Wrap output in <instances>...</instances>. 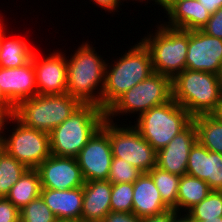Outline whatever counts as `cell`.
I'll return each mask as SVG.
<instances>
[{
  "label": "cell",
  "instance_id": "9",
  "mask_svg": "<svg viewBox=\"0 0 222 222\" xmlns=\"http://www.w3.org/2000/svg\"><path fill=\"white\" fill-rule=\"evenodd\" d=\"M114 122L105 118L101 125L109 135L113 157L124 159L142 173L149 172L156 166L157 151L140 135L131 121L129 125Z\"/></svg>",
  "mask_w": 222,
  "mask_h": 222
},
{
  "label": "cell",
  "instance_id": "19",
  "mask_svg": "<svg viewBox=\"0 0 222 222\" xmlns=\"http://www.w3.org/2000/svg\"><path fill=\"white\" fill-rule=\"evenodd\" d=\"M40 196L58 221H81L83 187L67 190L42 188Z\"/></svg>",
  "mask_w": 222,
  "mask_h": 222
},
{
  "label": "cell",
  "instance_id": "15",
  "mask_svg": "<svg viewBox=\"0 0 222 222\" xmlns=\"http://www.w3.org/2000/svg\"><path fill=\"white\" fill-rule=\"evenodd\" d=\"M197 141V131L192 121L164 148L157 151L156 167L172 174L183 176L187 171L191 147Z\"/></svg>",
  "mask_w": 222,
  "mask_h": 222
},
{
  "label": "cell",
  "instance_id": "44",
  "mask_svg": "<svg viewBox=\"0 0 222 222\" xmlns=\"http://www.w3.org/2000/svg\"><path fill=\"white\" fill-rule=\"evenodd\" d=\"M195 222H222V216L203 220V221H195Z\"/></svg>",
  "mask_w": 222,
  "mask_h": 222
},
{
  "label": "cell",
  "instance_id": "10",
  "mask_svg": "<svg viewBox=\"0 0 222 222\" xmlns=\"http://www.w3.org/2000/svg\"><path fill=\"white\" fill-rule=\"evenodd\" d=\"M9 123L10 135L3 132L4 150L28 169H36L51 155L50 134L23 125L13 115L5 118L3 131Z\"/></svg>",
  "mask_w": 222,
  "mask_h": 222
},
{
  "label": "cell",
  "instance_id": "5",
  "mask_svg": "<svg viewBox=\"0 0 222 222\" xmlns=\"http://www.w3.org/2000/svg\"><path fill=\"white\" fill-rule=\"evenodd\" d=\"M156 28L154 33L147 31L140 41L150 53L153 71L173 79L186 69L189 31L170 28L163 23H157Z\"/></svg>",
  "mask_w": 222,
  "mask_h": 222
},
{
  "label": "cell",
  "instance_id": "8",
  "mask_svg": "<svg viewBox=\"0 0 222 222\" xmlns=\"http://www.w3.org/2000/svg\"><path fill=\"white\" fill-rule=\"evenodd\" d=\"M172 99V79L160 73H152L120 96L106 111V119L114 122L115 117L129 116L150 110ZM129 114V115H128ZM134 114V115H133Z\"/></svg>",
  "mask_w": 222,
  "mask_h": 222
},
{
  "label": "cell",
  "instance_id": "32",
  "mask_svg": "<svg viewBox=\"0 0 222 222\" xmlns=\"http://www.w3.org/2000/svg\"><path fill=\"white\" fill-rule=\"evenodd\" d=\"M201 30L210 36L222 39V7L210 16Z\"/></svg>",
  "mask_w": 222,
  "mask_h": 222
},
{
  "label": "cell",
  "instance_id": "35",
  "mask_svg": "<svg viewBox=\"0 0 222 222\" xmlns=\"http://www.w3.org/2000/svg\"><path fill=\"white\" fill-rule=\"evenodd\" d=\"M91 2L96 6L98 5L101 10L104 9L105 12L109 13L119 12L118 9H120V5L122 6L119 0H91Z\"/></svg>",
  "mask_w": 222,
  "mask_h": 222
},
{
  "label": "cell",
  "instance_id": "21",
  "mask_svg": "<svg viewBox=\"0 0 222 222\" xmlns=\"http://www.w3.org/2000/svg\"><path fill=\"white\" fill-rule=\"evenodd\" d=\"M169 209L161 199L150 174L142 173L133 183V213L142 219L161 214Z\"/></svg>",
  "mask_w": 222,
  "mask_h": 222
},
{
  "label": "cell",
  "instance_id": "7",
  "mask_svg": "<svg viewBox=\"0 0 222 222\" xmlns=\"http://www.w3.org/2000/svg\"><path fill=\"white\" fill-rule=\"evenodd\" d=\"M134 127L156 150L164 148L193 117L173 99L135 117Z\"/></svg>",
  "mask_w": 222,
  "mask_h": 222
},
{
  "label": "cell",
  "instance_id": "16",
  "mask_svg": "<svg viewBox=\"0 0 222 222\" xmlns=\"http://www.w3.org/2000/svg\"><path fill=\"white\" fill-rule=\"evenodd\" d=\"M0 89L14 106L22 100L36 96L38 92L33 56L23 66L17 68L0 67Z\"/></svg>",
  "mask_w": 222,
  "mask_h": 222
},
{
  "label": "cell",
  "instance_id": "4",
  "mask_svg": "<svg viewBox=\"0 0 222 222\" xmlns=\"http://www.w3.org/2000/svg\"><path fill=\"white\" fill-rule=\"evenodd\" d=\"M105 118L98 105L82 104L50 132L51 155L76 158Z\"/></svg>",
  "mask_w": 222,
  "mask_h": 222
},
{
  "label": "cell",
  "instance_id": "42",
  "mask_svg": "<svg viewBox=\"0 0 222 222\" xmlns=\"http://www.w3.org/2000/svg\"><path fill=\"white\" fill-rule=\"evenodd\" d=\"M4 137H3V131L0 133V156L4 152Z\"/></svg>",
  "mask_w": 222,
  "mask_h": 222
},
{
  "label": "cell",
  "instance_id": "20",
  "mask_svg": "<svg viewBox=\"0 0 222 222\" xmlns=\"http://www.w3.org/2000/svg\"><path fill=\"white\" fill-rule=\"evenodd\" d=\"M112 184L108 180L88 181L83 186L82 222H102L111 211Z\"/></svg>",
  "mask_w": 222,
  "mask_h": 222
},
{
  "label": "cell",
  "instance_id": "12",
  "mask_svg": "<svg viewBox=\"0 0 222 222\" xmlns=\"http://www.w3.org/2000/svg\"><path fill=\"white\" fill-rule=\"evenodd\" d=\"M186 69L221 76L222 39L210 36L201 29L189 31Z\"/></svg>",
  "mask_w": 222,
  "mask_h": 222
},
{
  "label": "cell",
  "instance_id": "24",
  "mask_svg": "<svg viewBox=\"0 0 222 222\" xmlns=\"http://www.w3.org/2000/svg\"><path fill=\"white\" fill-rule=\"evenodd\" d=\"M211 191L206 181L187 174L181 176L178 186L177 212L186 213L206 198Z\"/></svg>",
  "mask_w": 222,
  "mask_h": 222
},
{
  "label": "cell",
  "instance_id": "11",
  "mask_svg": "<svg viewBox=\"0 0 222 222\" xmlns=\"http://www.w3.org/2000/svg\"><path fill=\"white\" fill-rule=\"evenodd\" d=\"M76 159L85 182L107 180L113 159L108 133L100 127Z\"/></svg>",
  "mask_w": 222,
  "mask_h": 222
},
{
  "label": "cell",
  "instance_id": "3",
  "mask_svg": "<svg viewBox=\"0 0 222 222\" xmlns=\"http://www.w3.org/2000/svg\"><path fill=\"white\" fill-rule=\"evenodd\" d=\"M172 99L192 117L214 114L222 99V78L185 69L172 79Z\"/></svg>",
  "mask_w": 222,
  "mask_h": 222
},
{
  "label": "cell",
  "instance_id": "17",
  "mask_svg": "<svg viewBox=\"0 0 222 222\" xmlns=\"http://www.w3.org/2000/svg\"><path fill=\"white\" fill-rule=\"evenodd\" d=\"M168 16L167 27L180 30H200L211 14L198 0H161V8Z\"/></svg>",
  "mask_w": 222,
  "mask_h": 222
},
{
  "label": "cell",
  "instance_id": "41",
  "mask_svg": "<svg viewBox=\"0 0 222 222\" xmlns=\"http://www.w3.org/2000/svg\"><path fill=\"white\" fill-rule=\"evenodd\" d=\"M120 2H124V1H127V0H119ZM128 1H130V0H128ZM132 1H134V0H132ZM135 1H138L139 3H141V2H143L144 1V3H145V5H147L148 3H150L151 1H153L154 2V4H156V5H159L160 7H161V0H150V2H148L149 0H135Z\"/></svg>",
  "mask_w": 222,
  "mask_h": 222
},
{
  "label": "cell",
  "instance_id": "43",
  "mask_svg": "<svg viewBox=\"0 0 222 222\" xmlns=\"http://www.w3.org/2000/svg\"><path fill=\"white\" fill-rule=\"evenodd\" d=\"M6 117L7 116L3 112L0 111V133L3 131V123Z\"/></svg>",
  "mask_w": 222,
  "mask_h": 222
},
{
  "label": "cell",
  "instance_id": "18",
  "mask_svg": "<svg viewBox=\"0 0 222 222\" xmlns=\"http://www.w3.org/2000/svg\"><path fill=\"white\" fill-rule=\"evenodd\" d=\"M186 174L206 181L212 191H222V154L196 141L189 152Z\"/></svg>",
  "mask_w": 222,
  "mask_h": 222
},
{
  "label": "cell",
  "instance_id": "45",
  "mask_svg": "<svg viewBox=\"0 0 222 222\" xmlns=\"http://www.w3.org/2000/svg\"><path fill=\"white\" fill-rule=\"evenodd\" d=\"M2 17L3 15L1 14L0 16V50H1V42H2Z\"/></svg>",
  "mask_w": 222,
  "mask_h": 222
},
{
  "label": "cell",
  "instance_id": "30",
  "mask_svg": "<svg viewBox=\"0 0 222 222\" xmlns=\"http://www.w3.org/2000/svg\"><path fill=\"white\" fill-rule=\"evenodd\" d=\"M111 211L133 213V183L112 184Z\"/></svg>",
  "mask_w": 222,
  "mask_h": 222
},
{
  "label": "cell",
  "instance_id": "29",
  "mask_svg": "<svg viewBox=\"0 0 222 222\" xmlns=\"http://www.w3.org/2000/svg\"><path fill=\"white\" fill-rule=\"evenodd\" d=\"M20 213V222H56L58 221L44 200L40 197L25 205Z\"/></svg>",
  "mask_w": 222,
  "mask_h": 222
},
{
  "label": "cell",
  "instance_id": "14",
  "mask_svg": "<svg viewBox=\"0 0 222 222\" xmlns=\"http://www.w3.org/2000/svg\"><path fill=\"white\" fill-rule=\"evenodd\" d=\"M36 170L42 188L67 190L84 186V178L77 159L50 155Z\"/></svg>",
  "mask_w": 222,
  "mask_h": 222
},
{
  "label": "cell",
  "instance_id": "28",
  "mask_svg": "<svg viewBox=\"0 0 222 222\" xmlns=\"http://www.w3.org/2000/svg\"><path fill=\"white\" fill-rule=\"evenodd\" d=\"M194 221L222 216V191H211L200 203L187 211Z\"/></svg>",
  "mask_w": 222,
  "mask_h": 222
},
{
  "label": "cell",
  "instance_id": "38",
  "mask_svg": "<svg viewBox=\"0 0 222 222\" xmlns=\"http://www.w3.org/2000/svg\"><path fill=\"white\" fill-rule=\"evenodd\" d=\"M204 8L212 15L222 7V0H198Z\"/></svg>",
  "mask_w": 222,
  "mask_h": 222
},
{
  "label": "cell",
  "instance_id": "22",
  "mask_svg": "<svg viewBox=\"0 0 222 222\" xmlns=\"http://www.w3.org/2000/svg\"><path fill=\"white\" fill-rule=\"evenodd\" d=\"M3 21L5 20L2 19L0 67L17 68L23 66L32 59L35 50L22 38H8L5 32L6 24Z\"/></svg>",
  "mask_w": 222,
  "mask_h": 222
},
{
  "label": "cell",
  "instance_id": "23",
  "mask_svg": "<svg viewBox=\"0 0 222 222\" xmlns=\"http://www.w3.org/2000/svg\"><path fill=\"white\" fill-rule=\"evenodd\" d=\"M40 176L36 169H28L8 192L6 198L21 210L41 194Z\"/></svg>",
  "mask_w": 222,
  "mask_h": 222
},
{
  "label": "cell",
  "instance_id": "39",
  "mask_svg": "<svg viewBox=\"0 0 222 222\" xmlns=\"http://www.w3.org/2000/svg\"><path fill=\"white\" fill-rule=\"evenodd\" d=\"M184 214V215H183ZM173 222H195L186 212H177L173 209Z\"/></svg>",
  "mask_w": 222,
  "mask_h": 222
},
{
  "label": "cell",
  "instance_id": "13",
  "mask_svg": "<svg viewBox=\"0 0 222 222\" xmlns=\"http://www.w3.org/2000/svg\"><path fill=\"white\" fill-rule=\"evenodd\" d=\"M55 50L40 58L37 51L33 53L38 95H54L66 93L67 62L66 53ZM49 55V56H48Z\"/></svg>",
  "mask_w": 222,
  "mask_h": 222
},
{
  "label": "cell",
  "instance_id": "36",
  "mask_svg": "<svg viewBox=\"0 0 222 222\" xmlns=\"http://www.w3.org/2000/svg\"><path fill=\"white\" fill-rule=\"evenodd\" d=\"M142 222H173V209L158 215L142 218Z\"/></svg>",
  "mask_w": 222,
  "mask_h": 222
},
{
  "label": "cell",
  "instance_id": "2",
  "mask_svg": "<svg viewBox=\"0 0 222 222\" xmlns=\"http://www.w3.org/2000/svg\"><path fill=\"white\" fill-rule=\"evenodd\" d=\"M111 63L106 62L105 84L101 97V109L106 111L120 96L136 84L148 78L153 71L148 49L139 40Z\"/></svg>",
  "mask_w": 222,
  "mask_h": 222
},
{
  "label": "cell",
  "instance_id": "25",
  "mask_svg": "<svg viewBox=\"0 0 222 222\" xmlns=\"http://www.w3.org/2000/svg\"><path fill=\"white\" fill-rule=\"evenodd\" d=\"M197 131V141L211 152L222 154V122L211 115H199L192 120Z\"/></svg>",
  "mask_w": 222,
  "mask_h": 222
},
{
  "label": "cell",
  "instance_id": "1",
  "mask_svg": "<svg viewBox=\"0 0 222 222\" xmlns=\"http://www.w3.org/2000/svg\"><path fill=\"white\" fill-rule=\"evenodd\" d=\"M88 43L89 41L82 42L75 52L70 54V59L66 56V93L77 98L82 104H95L101 107L107 60H103L102 55L95 51L97 47Z\"/></svg>",
  "mask_w": 222,
  "mask_h": 222
},
{
  "label": "cell",
  "instance_id": "31",
  "mask_svg": "<svg viewBox=\"0 0 222 222\" xmlns=\"http://www.w3.org/2000/svg\"><path fill=\"white\" fill-rule=\"evenodd\" d=\"M142 172L121 158L113 157L108 181L116 183H134Z\"/></svg>",
  "mask_w": 222,
  "mask_h": 222
},
{
  "label": "cell",
  "instance_id": "37",
  "mask_svg": "<svg viewBox=\"0 0 222 222\" xmlns=\"http://www.w3.org/2000/svg\"><path fill=\"white\" fill-rule=\"evenodd\" d=\"M14 109L15 106L3 95L0 89V111L8 117L13 115Z\"/></svg>",
  "mask_w": 222,
  "mask_h": 222
},
{
  "label": "cell",
  "instance_id": "33",
  "mask_svg": "<svg viewBox=\"0 0 222 222\" xmlns=\"http://www.w3.org/2000/svg\"><path fill=\"white\" fill-rule=\"evenodd\" d=\"M19 215V210L6 197H0V222H20Z\"/></svg>",
  "mask_w": 222,
  "mask_h": 222
},
{
  "label": "cell",
  "instance_id": "6",
  "mask_svg": "<svg viewBox=\"0 0 222 222\" xmlns=\"http://www.w3.org/2000/svg\"><path fill=\"white\" fill-rule=\"evenodd\" d=\"M82 103L67 93L36 95L19 102L13 116L23 125L50 134Z\"/></svg>",
  "mask_w": 222,
  "mask_h": 222
},
{
  "label": "cell",
  "instance_id": "40",
  "mask_svg": "<svg viewBox=\"0 0 222 222\" xmlns=\"http://www.w3.org/2000/svg\"><path fill=\"white\" fill-rule=\"evenodd\" d=\"M213 115L222 122V99H221V102L219 103V106L216 112Z\"/></svg>",
  "mask_w": 222,
  "mask_h": 222
},
{
  "label": "cell",
  "instance_id": "34",
  "mask_svg": "<svg viewBox=\"0 0 222 222\" xmlns=\"http://www.w3.org/2000/svg\"><path fill=\"white\" fill-rule=\"evenodd\" d=\"M102 222H142V219L134 213L110 211Z\"/></svg>",
  "mask_w": 222,
  "mask_h": 222
},
{
  "label": "cell",
  "instance_id": "27",
  "mask_svg": "<svg viewBox=\"0 0 222 222\" xmlns=\"http://www.w3.org/2000/svg\"><path fill=\"white\" fill-rule=\"evenodd\" d=\"M27 170L25 165L4 151L0 156V197H6Z\"/></svg>",
  "mask_w": 222,
  "mask_h": 222
},
{
  "label": "cell",
  "instance_id": "26",
  "mask_svg": "<svg viewBox=\"0 0 222 222\" xmlns=\"http://www.w3.org/2000/svg\"><path fill=\"white\" fill-rule=\"evenodd\" d=\"M148 173L159 190L163 202L170 209L177 211L178 186L181 176L169 173L156 166Z\"/></svg>",
  "mask_w": 222,
  "mask_h": 222
}]
</instances>
